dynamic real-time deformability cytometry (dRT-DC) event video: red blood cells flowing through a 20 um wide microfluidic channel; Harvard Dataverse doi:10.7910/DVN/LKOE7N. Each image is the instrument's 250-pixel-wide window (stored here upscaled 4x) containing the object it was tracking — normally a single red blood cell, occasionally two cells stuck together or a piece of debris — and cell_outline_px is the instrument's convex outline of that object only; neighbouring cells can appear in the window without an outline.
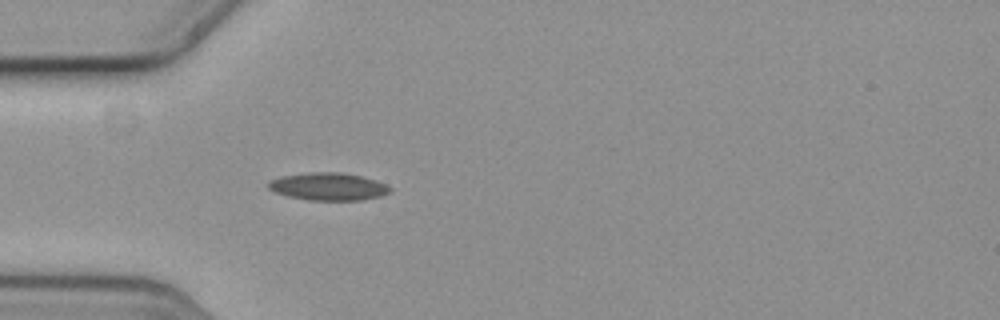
{"species": "common noctule bat (a hibernating species)", "species_latin": "Nyctalus noctula", "temperature_condition": "cold", "stored_images_in_passage": 41, "camera_frame_rate_fps": 3000, "um_per_image_px": 0.085, "animal": {"sex": "female", "body_mass_g": 19.3, "forearm_length_mm": 54.1}, "frame": {"image": 1, "passage_image": 1, "time_ms": 0.0, "image_size_px": [1000, 320], "cell_outline_px": [[392, 192], [380, 196], [360, 200], [308, 200], [288, 196], [272, 192], [268, 188], [268, 184], [272, 180], [280, 176], [312, 172], [344, 172], [360, 176], [384, 184], [392, 188]], "centroid_in_image_um": [27.88, 15.86], "position_along_channel_um": 57.1, "area_um2": 19.48}}
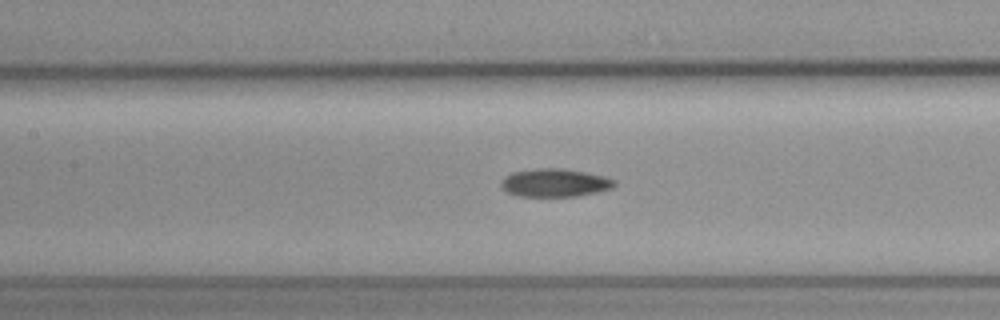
{"frame": {"image": 2, "passage_image": 10, "time_ms": 3.0, "image_size_px": [1000, 320], "cell_outline_px": [[616, 184], [612, 188], [596, 192], [576, 196], [516, 196], [508, 192], [500, 184], [500, 180], [504, 176], [512, 172], [536, 168], [564, 168], [604, 176], [616, 180]], "centroid_in_image_um": [47.14, 15.52], "position_along_channel_um": 160.3, "area_um2": 18.61}}
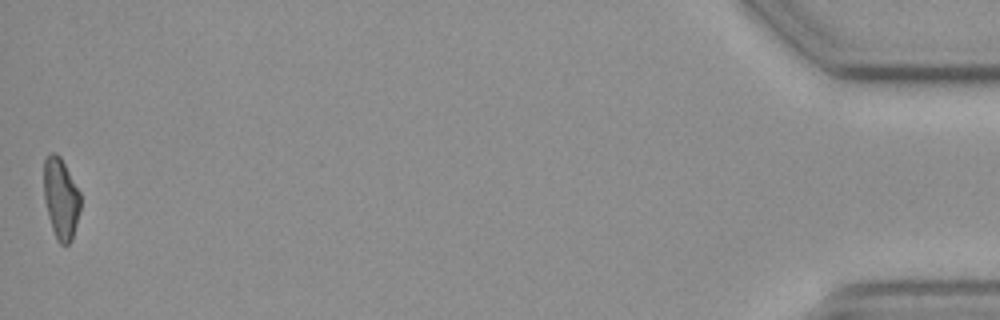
{"frame": {"image": 3, "passage_image": 41, "time_ms": 13.333, "image_size_px": [1000, 320], "cell_outline_px": [[80, 208], [72, 240], [68, 244], [60, 244], [56, 240], [48, 216], [44, 200], [44, 160], [48, 152], [56, 152], [60, 156], [80, 192]], "centroid_in_image_um": [5.16, 16.85], "position_along_channel_um": 430.0, "area_um2": 17.34}}